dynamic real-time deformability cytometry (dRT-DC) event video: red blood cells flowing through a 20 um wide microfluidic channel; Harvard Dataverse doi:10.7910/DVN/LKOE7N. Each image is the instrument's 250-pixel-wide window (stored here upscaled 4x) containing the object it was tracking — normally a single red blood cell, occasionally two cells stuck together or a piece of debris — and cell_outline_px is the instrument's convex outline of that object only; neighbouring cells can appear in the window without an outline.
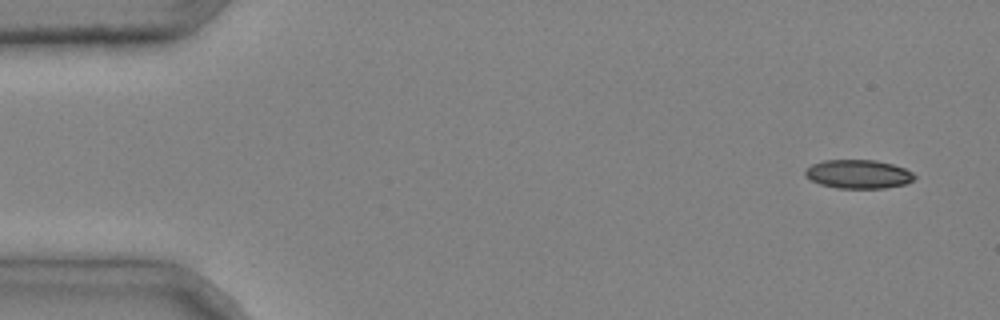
{"species": "common noctule bat (a hibernating species)", "species_latin": "Nyctalus noctula", "temperature_condition": "cold", "stored_images_in_passage": 3, "camera_frame_rate_fps": 3000, "um_per_image_px": 0.085, "animal": {"sex": "male", "body_mass_g": 20.4}, "frame": {"image": 1, "passage_image": 1, "time_ms": 0.0, "image_size_px": [1000, 320], "cell_outline_px": [[916, 176], [912, 180], [904, 184], [884, 188], [836, 188], [820, 184], [804, 176], [804, 172], [812, 164], [824, 160], [876, 160], [892, 164], [904, 168], [912, 172]], "centroid_in_image_um": [72.94, 14.8], "position_along_channel_um": 12.1, "area_um2": 18.21}}